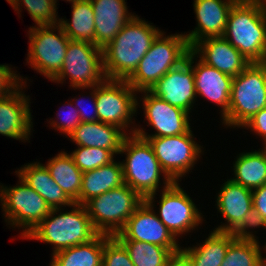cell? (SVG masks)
I'll list each match as a JSON object with an SVG mask.
<instances>
[{
  "label": "cell",
  "instance_id": "1",
  "mask_svg": "<svg viewBox=\"0 0 266 266\" xmlns=\"http://www.w3.org/2000/svg\"><path fill=\"white\" fill-rule=\"evenodd\" d=\"M152 24L135 15L102 49L106 79L127 80L133 74L153 41L162 32Z\"/></svg>",
  "mask_w": 266,
  "mask_h": 266
},
{
  "label": "cell",
  "instance_id": "2",
  "mask_svg": "<svg viewBox=\"0 0 266 266\" xmlns=\"http://www.w3.org/2000/svg\"><path fill=\"white\" fill-rule=\"evenodd\" d=\"M70 209H51L49 215L24 239L51 244L52 255L94 239L99 233L94 228L85 206L73 203Z\"/></svg>",
  "mask_w": 266,
  "mask_h": 266
},
{
  "label": "cell",
  "instance_id": "3",
  "mask_svg": "<svg viewBox=\"0 0 266 266\" xmlns=\"http://www.w3.org/2000/svg\"><path fill=\"white\" fill-rule=\"evenodd\" d=\"M119 154L126 155L125 160L121 161L124 184L135 190L144 200L149 195L159 193L160 188L165 189L173 183L161 168L152 146L146 139L136 134H128Z\"/></svg>",
  "mask_w": 266,
  "mask_h": 266
},
{
  "label": "cell",
  "instance_id": "4",
  "mask_svg": "<svg viewBox=\"0 0 266 266\" xmlns=\"http://www.w3.org/2000/svg\"><path fill=\"white\" fill-rule=\"evenodd\" d=\"M223 37L250 63H265L266 14L261 4L238 0L230 10Z\"/></svg>",
  "mask_w": 266,
  "mask_h": 266
},
{
  "label": "cell",
  "instance_id": "5",
  "mask_svg": "<svg viewBox=\"0 0 266 266\" xmlns=\"http://www.w3.org/2000/svg\"><path fill=\"white\" fill-rule=\"evenodd\" d=\"M165 34L163 31L156 37L138 67L126 80L137 92L151 90L167 72L185 61L191 51L183 33Z\"/></svg>",
  "mask_w": 266,
  "mask_h": 266
},
{
  "label": "cell",
  "instance_id": "6",
  "mask_svg": "<svg viewBox=\"0 0 266 266\" xmlns=\"http://www.w3.org/2000/svg\"><path fill=\"white\" fill-rule=\"evenodd\" d=\"M263 108H266V62L250 63L233 77L228 113L222 125L241 129Z\"/></svg>",
  "mask_w": 266,
  "mask_h": 266
},
{
  "label": "cell",
  "instance_id": "7",
  "mask_svg": "<svg viewBox=\"0 0 266 266\" xmlns=\"http://www.w3.org/2000/svg\"><path fill=\"white\" fill-rule=\"evenodd\" d=\"M144 199L127 184L91 198L84 206L99 234L115 236Z\"/></svg>",
  "mask_w": 266,
  "mask_h": 266
},
{
  "label": "cell",
  "instance_id": "8",
  "mask_svg": "<svg viewBox=\"0 0 266 266\" xmlns=\"http://www.w3.org/2000/svg\"><path fill=\"white\" fill-rule=\"evenodd\" d=\"M15 186L0 184V203L6 225L22 229L24 239L51 211L46 201L32 189L18 174Z\"/></svg>",
  "mask_w": 266,
  "mask_h": 266
},
{
  "label": "cell",
  "instance_id": "9",
  "mask_svg": "<svg viewBox=\"0 0 266 266\" xmlns=\"http://www.w3.org/2000/svg\"><path fill=\"white\" fill-rule=\"evenodd\" d=\"M27 33L26 64L51 81L63 66L70 39L59 24L30 26Z\"/></svg>",
  "mask_w": 266,
  "mask_h": 266
},
{
  "label": "cell",
  "instance_id": "10",
  "mask_svg": "<svg viewBox=\"0 0 266 266\" xmlns=\"http://www.w3.org/2000/svg\"><path fill=\"white\" fill-rule=\"evenodd\" d=\"M137 94L126 80L105 79L96 85L98 121L118 126L127 134H134L137 125L133 117L140 110L137 108Z\"/></svg>",
  "mask_w": 266,
  "mask_h": 266
},
{
  "label": "cell",
  "instance_id": "11",
  "mask_svg": "<svg viewBox=\"0 0 266 266\" xmlns=\"http://www.w3.org/2000/svg\"><path fill=\"white\" fill-rule=\"evenodd\" d=\"M69 79L71 88H90L105 79L102 49L88 41L70 40L64 63L51 82L62 84Z\"/></svg>",
  "mask_w": 266,
  "mask_h": 266
},
{
  "label": "cell",
  "instance_id": "12",
  "mask_svg": "<svg viewBox=\"0 0 266 266\" xmlns=\"http://www.w3.org/2000/svg\"><path fill=\"white\" fill-rule=\"evenodd\" d=\"M191 129L177 136L141 137L150 143L161 168L173 182H181L204 155V147L196 142Z\"/></svg>",
  "mask_w": 266,
  "mask_h": 266
},
{
  "label": "cell",
  "instance_id": "13",
  "mask_svg": "<svg viewBox=\"0 0 266 266\" xmlns=\"http://www.w3.org/2000/svg\"><path fill=\"white\" fill-rule=\"evenodd\" d=\"M181 187L179 182H173L167 188L160 189L162 193L158 195L159 208L156 212L158 218L177 240L195 229L198 230L199 225L205 221L201 210Z\"/></svg>",
  "mask_w": 266,
  "mask_h": 266
},
{
  "label": "cell",
  "instance_id": "14",
  "mask_svg": "<svg viewBox=\"0 0 266 266\" xmlns=\"http://www.w3.org/2000/svg\"><path fill=\"white\" fill-rule=\"evenodd\" d=\"M139 93L143 95H140L141 98L137 97V108L142 106L147 126L155 131L154 134H148L142 126L137 124L134 134L140 137H170L184 134L191 128L190 113L162 100L150 90Z\"/></svg>",
  "mask_w": 266,
  "mask_h": 266
},
{
  "label": "cell",
  "instance_id": "15",
  "mask_svg": "<svg viewBox=\"0 0 266 266\" xmlns=\"http://www.w3.org/2000/svg\"><path fill=\"white\" fill-rule=\"evenodd\" d=\"M157 194L156 192L155 194L149 195L143 201L115 237L118 240L147 242L163 246L168 250H181L179 241L161 222L154 210L156 208L154 202H156Z\"/></svg>",
  "mask_w": 266,
  "mask_h": 266
},
{
  "label": "cell",
  "instance_id": "16",
  "mask_svg": "<svg viewBox=\"0 0 266 266\" xmlns=\"http://www.w3.org/2000/svg\"><path fill=\"white\" fill-rule=\"evenodd\" d=\"M150 91L169 104L192 113L197 96L190 52L185 61L167 72Z\"/></svg>",
  "mask_w": 266,
  "mask_h": 266
},
{
  "label": "cell",
  "instance_id": "17",
  "mask_svg": "<svg viewBox=\"0 0 266 266\" xmlns=\"http://www.w3.org/2000/svg\"><path fill=\"white\" fill-rule=\"evenodd\" d=\"M27 86L23 84L11 96L0 98V134L22 142H30L34 131L31 97L23 92Z\"/></svg>",
  "mask_w": 266,
  "mask_h": 266
},
{
  "label": "cell",
  "instance_id": "18",
  "mask_svg": "<svg viewBox=\"0 0 266 266\" xmlns=\"http://www.w3.org/2000/svg\"><path fill=\"white\" fill-rule=\"evenodd\" d=\"M195 63V65H193ZM190 65L194 73L196 96L220 106V121L227 115L233 77L206 65L190 51Z\"/></svg>",
  "mask_w": 266,
  "mask_h": 266
},
{
  "label": "cell",
  "instance_id": "19",
  "mask_svg": "<svg viewBox=\"0 0 266 266\" xmlns=\"http://www.w3.org/2000/svg\"><path fill=\"white\" fill-rule=\"evenodd\" d=\"M238 0H194L196 27L184 32L190 48L209 37H222L226 29L228 15ZM188 33V34H187Z\"/></svg>",
  "mask_w": 266,
  "mask_h": 266
},
{
  "label": "cell",
  "instance_id": "20",
  "mask_svg": "<svg viewBox=\"0 0 266 266\" xmlns=\"http://www.w3.org/2000/svg\"><path fill=\"white\" fill-rule=\"evenodd\" d=\"M191 51L206 65L229 76H238L250 62L223 36L197 42Z\"/></svg>",
  "mask_w": 266,
  "mask_h": 266
},
{
  "label": "cell",
  "instance_id": "21",
  "mask_svg": "<svg viewBox=\"0 0 266 266\" xmlns=\"http://www.w3.org/2000/svg\"><path fill=\"white\" fill-rule=\"evenodd\" d=\"M215 202L217 213L219 212L226 222H221V225H217L213 230L232 232L253 208L252 191L227 179L220 186Z\"/></svg>",
  "mask_w": 266,
  "mask_h": 266
},
{
  "label": "cell",
  "instance_id": "22",
  "mask_svg": "<svg viewBox=\"0 0 266 266\" xmlns=\"http://www.w3.org/2000/svg\"><path fill=\"white\" fill-rule=\"evenodd\" d=\"M94 12L95 45L103 49L136 14L125 0H90Z\"/></svg>",
  "mask_w": 266,
  "mask_h": 266
},
{
  "label": "cell",
  "instance_id": "23",
  "mask_svg": "<svg viewBox=\"0 0 266 266\" xmlns=\"http://www.w3.org/2000/svg\"><path fill=\"white\" fill-rule=\"evenodd\" d=\"M127 135L118 126L96 121L81 122L68 138L77 146L103 148L117 156Z\"/></svg>",
  "mask_w": 266,
  "mask_h": 266
},
{
  "label": "cell",
  "instance_id": "24",
  "mask_svg": "<svg viewBox=\"0 0 266 266\" xmlns=\"http://www.w3.org/2000/svg\"><path fill=\"white\" fill-rule=\"evenodd\" d=\"M32 189H34L50 206L69 208L73 202L66 196L61 187L53 180L45 164L40 161L27 163L15 170Z\"/></svg>",
  "mask_w": 266,
  "mask_h": 266
},
{
  "label": "cell",
  "instance_id": "25",
  "mask_svg": "<svg viewBox=\"0 0 266 266\" xmlns=\"http://www.w3.org/2000/svg\"><path fill=\"white\" fill-rule=\"evenodd\" d=\"M211 233L197 245L181 247L191 266H221L230 243L235 239L231 232L210 231Z\"/></svg>",
  "mask_w": 266,
  "mask_h": 266
},
{
  "label": "cell",
  "instance_id": "26",
  "mask_svg": "<svg viewBox=\"0 0 266 266\" xmlns=\"http://www.w3.org/2000/svg\"><path fill=\"white\" fill-rule=\"evenodd\" d=\"M124 184L121 161L84 172L79 195V204L84 205L91 198L103 194Z\"/></svg>",
  "mask_w": 266,
  "mask_h": 266
},
{
  "label": "cell",
  "instance_id": "27",
  "mask_svg": "<svg viewBox=\"0 0 266 266\" xmlns=\"http://www.w3.org/2000/svg\"><path fill=\"white\" fill-rule=\"evenodd\" d=\"M109 235L98 234L87 243L66 248L54 253L50 266H102L104 242Z\"/></svg>",
  "mask_w": 266,
  "mask_h": 266
},
{
  "label": "cell",
  "instance_id": "28",
  "mask_svg": "<svg viewBox=\"0 0 266 266\" xmlns=\"http://www.w3.org/2000/svg\"><path fill=\"white\" fill-rule=\"evenodd\" d=\"M45 166L66 196L73 203L79 204L83 172L76 166L69 153L60 151L50 158Z\"/></svg>",
  "mask_w": 266,
  "mask_h": 266
},
{
  "label": "cell",
  "instance_id": "29",
  "mask_svg": "<svg viewBox=\"0 0 266 266\" xmlns=\"http://www.w3.org/2000/svg\"><path fill=\"white\" fill-rule=\"evenodd\" d=\"M231 168L230 179L251 191L266 184V156L259 149L239 153Z\"/></svg>",
  "mask_w": 266,
  "mask_h": 266
},
{
  "label": "cell",
  "instance_id": "30",
  "mask_svg": "<svg viewBox=\"0 0 266 266\" xmlns=\"http://www.w3.org/2000/svg\"><path fill=\"white\" fill-rule=\"evenodd\" d=\"M71 21L60 18L59 25L70 40L88 41L95 44L94 12L90 0L71 2Z\"/></svg>",
  "mask_w": 266,
  "mask_h": 266
},
{
  "label": "cell",
  "instance_id": "31",
  "mask_svg": "<svg viewBox=\"0 0 266 266\" xmlns=\"http://www.w3.org/2000/svg\"><path fill=\"white\" fill-rule=\"evenodd\" d=\"M262 251H265L264 245L261 247L259 241L235 238L221 266H266L265 252Z\"/></svg>",
  "mask_w": 266,
  "mask_h": 266
},
{
  "label": "cell",
  "instance_id": "32",
  "mask_svg": "<svg viewBox=\"0 0 266 266\" xmlns=\"http://www.w3.org/2000/svg\"><path fill=\"white\" fill-rule=\"evenodd\" d=\"M119 241L127 250L134 266H165L171 255L180 251L142 241Z\"/></svg>",
  "mask_w": 266,
  "mask_h": 266
},
{
  "label": "cell",
  "instance_id": "33",
  "mask_svg": "<svg viewBox=\"0 0 266 266\" xmlns=\"http://www.w3.org/2000/svg\"><path fill=\"white\" fill-rule=\"evenodd\" d=\"M21 17L25 8L35 23V26L59 24L60 18L57 5L53 0H6ZM23 5V6H22Z\"/></svg>",
  "mask_w": 266,
  "mask_h": 266
},
{
  "label": "cell",
  "instance_id": "34",
  "mask_svg": "<svg viewBox=\"0 0 266 266\" xmlns=\"http://www.w3.org/2000/svg\"><path fill=\"white\" fill-rule=\"evenodd\" d=\"M69 155L83 173L108 165L116 158L110 150L84 146H77Z\"/></svg>",
  "mask_w": 266,
  "mask_h": 266
},
{
  "label": "cell",
  "instance_id": "35",
  "mask_svg": "<svg viewBox=\"0 0 266 266\" xmlns=\"http://www.w3.org/2000/svg\"><path fill=\"white\" fill-rule=\"evenodd\" d=\"M66 103L67 104L62 105L63 108H60L59 113H56L57 120L50 118L48 124H50L49 127L51 126L54 130L60 131L59 133H63L68 138L69 135L81 123V119L78 110L73 104V101L71 102L70 99V102L67 101ZM61 110L64 114L60 113Z\"/></svg>",
  "mask_w": 266,
  "mask_h": 266
},
{
  "label": "cell",
  "instance_id": "36",
  "mask_svg": "<svg viewBox=\"0 0 266 266\" xmlns=\"http://www.w3.org/2000/svg\"><path fill=\"white\" fill-rule=\"evenodd\" d=\"M102 266H134L127 250L115 236L104 242Z\"/></svg>",
  "mask_w": 266,
  "mask_h": 266
},
{
  "label": "cell",
  "instance_id": "37",
  "mask_svg": "<svg viewBox=\"0 0 266 266\" xmlns=\"http://www.w3.org/2000/svg\"><path fill=\"white\" fill-rule=\"evenodd\" d=\"M266 229V221L254 208L248 211L243 217L241 223L231 232L236 239L256 240L254 229L262 228ZM253 230V231H251Z\"/></svg>",
  "mask_w": 266,
  "mask_h": 266
},
{
  "label": "cell",
  "instance_id": "38",
  "mask_svg": "<svg viewBox=\"0 0 266 266\" xmlns=\"http://www.w3.org/2000/svg\"><path fill=\"white\" fill-rule=\"evenodd\" d=\"M8 64H0V98L9 97L15 93L23 84L27 85V77L17 74V70ZM25 79H24V78Z\"/></svg>",
  "mask_w": 266,
  "mask_h": 266
},
{
  "label": "cell",
  "instance_id": "39",
  "mask_svg": "<svg viewBox=\"0 0 266 266\" xmlns=\"http://www.w3.org/2000/svg\"><path fill=\"white\" fill-rule=\"evenodd\" d=\"M74 90H85V89H90L91 91H89V95L86 97L90 98L89 99V102L90 100L92 101L90 104L92 105V112L89 114V112H87V108H85L87 105L84 103V100L82 98H80L79 96L78 97H74L73 99H71V101H74L73 104H76L75 107L76 109L78 110L79 112V115H80V119H81V122H96L98 121V114H97V107H96V97H95V86L94 87H90V88H73ZM83 100V101H82ZM86 102V101H85ZM84 103V104H83ZM84 105H86L84 107ZM92 114V115H91Z\"/></svg>",
  "mask_w": 266,
  "mask_h": 266
},
{
  "label": "cell",
  "instance_id": "40",
  "mask_svg": "<svg viewBox=\"0 0 266 266\" xmlns=\"http://www.w3.org/2000/svg\"><path fill=\"white\" fill-rule=\"evenodd\" d=\"M242 129L251 130L259 138L263 140L266 139V108L261 109L257 112L249 121H247L242 127Z\"/></svg>",
  "mask_w": 266,
  "mask_h": 266
},
{
  "label": "cell",
  "instance_id": "41",
  "mask_svg": "<svg viewBox=\"0 0 266 266\" xmlns=\"http://www.w3.org/2000/svg\"><path fill=\"white\" fill-rule=\"evenodd\" d=\"M253 208L266 221V184L252 191Z\"/></svg>",
  "mask_w": 266,
  "mask_h": 266
},
{
  "label": "cell",
  "instance_id": "42",
  "mask_svg": "<svg viewBox=\"0 0 266 266\" xmlns=\"http://www.w3.org/2000/svg\"><path fill=\"white\" fill-rule=\"evenodd\" d=\"M165 266H191V264L187 256L180 250L171 255Z\"/></svg>",
  "mask_w": 266,
  "mask_h": 266
},
{
  "label": "cell",
  "instance_id": "43",
  "mask_svg": "<svg viewBox=\"0 0 266 266\" xmlns=\"http://www.w3.org/2000/svg\"><path fill=\"white\" fill-rule=\"evenodd\" d=\"M263 145L262 148H259V150L266 156V139L262 141Z\"/></svg>",
  "mask_w": 266,
  "mask_h": 266
},
{
  "label": "cell",
  "instance_id": "44",
  "mask_svg": "<svg viewBox=\"0 0 266 266\" xmlns=\"http://www.w3.org/2000/svg\"><path fill=\"white\" fill-rule=\"evenodd\" d=\"M260 4H261L263 12L266 14V0H263Z\"/></svg>",
  "mask_w": 266,
  "mask_h": 266
},
{
  "label": "cell",
  "instance_id": "45",
  "mask_svg": "<svg viewBox=\"0 0 266 266\" xmlns=\"http://www.w3.org/2000/svg\"><path fill=\"white\" fill-rule=\"evenodd\" d=\"M243 2L261 3L263 0H240Z\"/></svg>",
  "mask_w": 266,
  "mask_h": 266
},
{
  "label": "cell",
  "instance_id": "46",
  "mask_svg": "<svg viewBox=\"0 0 266 266\" xmlns=\"http://www.w3.org/2000/svg\"><path fill=\"white\" fill-rule=\"evenodd\" d=\"M53 1H54L56 4H58V3H57V1H58V0H53ZM65 1H67V2H70V3H71V2H73V1H75V0H65Z\"/></svg>",
  "mask_w": 266,
  "mask_h": 266
},
{
  "label": "cell",
  "instance_id": "47",
  "mask_svg": "<svg viewBox=\"0 0 266 266\" xmlns=\"http://www.w3.org/2000/svg\"><path fill=\"white\" fill-rule=\"evenodd\" d=\"M264 252L266 253V243L264 244ZM265 256V259H266V255H264Z\"/></svg>",
  "mask_w": 266,
  "mask_h": 266
}]
</instances>
